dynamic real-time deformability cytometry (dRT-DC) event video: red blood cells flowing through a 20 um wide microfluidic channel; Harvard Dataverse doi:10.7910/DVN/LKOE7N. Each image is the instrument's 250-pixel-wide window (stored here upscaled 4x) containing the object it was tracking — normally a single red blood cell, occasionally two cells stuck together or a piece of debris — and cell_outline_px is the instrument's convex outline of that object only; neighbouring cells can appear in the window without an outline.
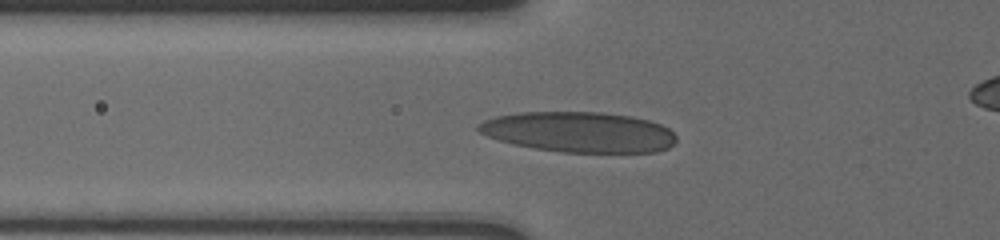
{"species": "human", "species_latin": "Homo sapiens", "temperature_condition": "cold", "stored_images_in_passage": 52, "camera_frame_rate_fps": 3000, "um_per_image_px": 0.085, "donor": {"sex": "male"}, "frame": {"image": 1, "passage_image": 2, "time_ms": 0.333, "image_size_px": [1000, 240], "cell_outline_px": [[676, 140], [668, 148], [656, 152], [560, 152], [532, 148], [512, 144], [488, 136], [480, 132], [476, 128], [476, 124], [484, 120], [496, 116], [520, 112], [600, 112], [632, 116], [648, 120], [660, 124], [668, 128], [676, 136]], "centroid_in_image_um": [49.2, 11.22], "position_along_channel_um": 76.6, "area_um2": 46.7}}
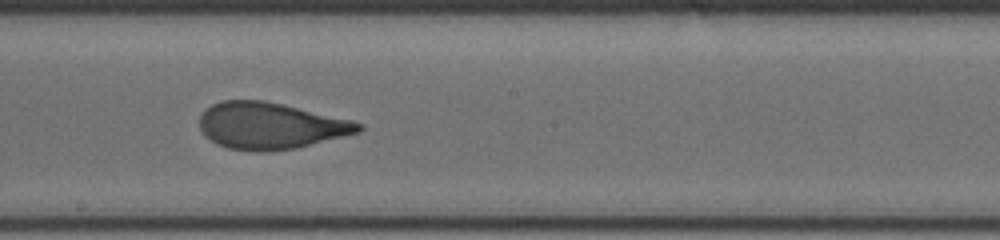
{"frame": {"image": 2, "passage_image": 19, "time_ms": 4.333, "image_size_px": [1000, 240], "cell_outline_px": [[364, 128], [360, 132], [296, 148], [260, 152], [228, 148], [216, 144], [204, 136], [200, 128], [200, 116], [212, 104], [220, 100], [264, 100], [284, 104], [352, 120], [364, 124]], "centroid_in_image_um": [22.99, 10.69], "position_along_channel_um": 225.2, "area_um2": 43.23}}
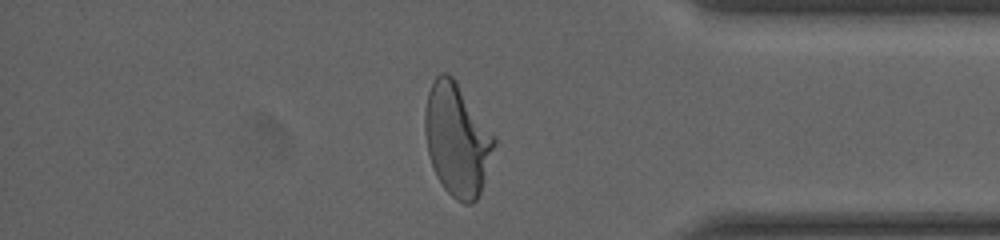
{"frame": {"image": 3, "passage_image": 44, "time_ms": 9.333, "image_size_px": [1000, 240], "cell_outline_px": [[496, 144], [480, 192], [476, 200], [472, 204], [464, 204], [456, 200], [444, 188], [436, 176], [428, 152], [424, 132], [424, 112], [428, 92], [436, 76], [440, 72], [444, 72], [452, 76], [456, 80], [496, 136]], "centroid_in_image_um": [38.85, 11.85], "position_along_channel_um": 396.3, "area_um2": 45.55}}